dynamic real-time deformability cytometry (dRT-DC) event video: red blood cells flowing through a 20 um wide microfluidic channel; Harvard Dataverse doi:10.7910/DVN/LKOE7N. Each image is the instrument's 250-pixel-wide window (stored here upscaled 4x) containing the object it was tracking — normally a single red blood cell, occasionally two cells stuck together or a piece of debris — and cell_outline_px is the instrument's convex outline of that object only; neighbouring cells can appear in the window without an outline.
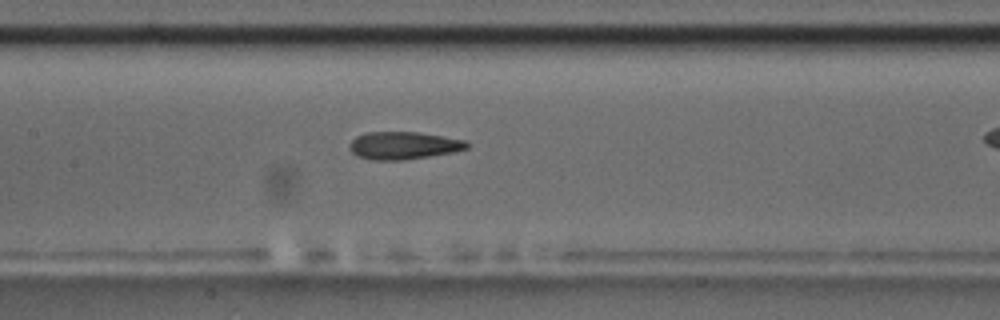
{"species": "common noctule bat (a hibernating species)", "species_latin": "Nyctalus noctula", "temperature_condition": "room temperature", "stored_images_in_passage": 44, "camera_frame_rate_fps": 3000, "um_per_image_px": 0.085, "animal": {"sex": "male", "body_mass_g": 17.5, "forearm_length_mm": 52.3}, "frame": {"image": 1, "passage_image": 26, "time_ms": 8.333, "image_size_px": [1000, 320], "cell_outline_px": [[468, 148], [452, 152], [404, 160], [372, 160], [360, 156], [352, 152], [348, 148], [348, 144], [356, 136], [368, 132], [420, 132], [464, 140], [468, 144]], "centroid_in_image_um": [34.26, 12.36], "position_along_channel_um": 173.1, "area_um2": 18.73}}